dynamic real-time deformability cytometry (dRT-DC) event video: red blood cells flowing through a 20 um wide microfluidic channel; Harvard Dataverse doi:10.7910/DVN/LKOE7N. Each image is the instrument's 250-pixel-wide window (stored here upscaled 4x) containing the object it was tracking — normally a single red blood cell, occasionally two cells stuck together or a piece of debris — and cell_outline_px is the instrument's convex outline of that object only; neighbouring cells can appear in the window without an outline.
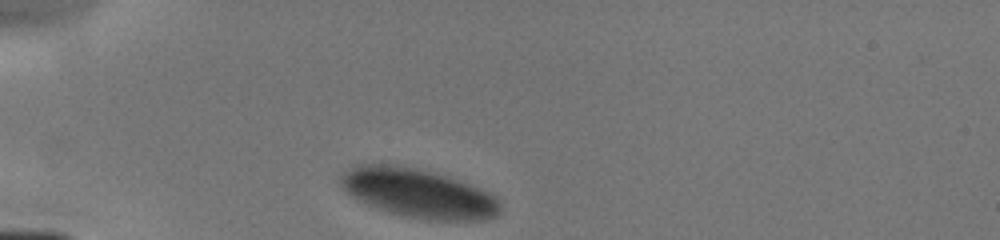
{"species": "human", "species_latin": "Homo sapiens", "temperature_condition": "cold", "stored_images_in_passage": 27, "camera_frame_rate_fps": 3000, "um_per_image_px": 0.085, "donor": {"sex": "male"}, "frame": {"image": 1, "passage_image": 1, "time_ms": 0.0, "image_size_px": [1000, 240], "cell_outline_px": [[500, 212], [496, 216], [484, 220], [428, 220], [404, 216], [388, 212], [376, 208], [344, 192], [340, 188], [340, 176], [344, 172], [356, 164], [396, 164], [432, 172], [448, 176], [476, 188], [492, 196], [500, 204]], "centroid_in_image_um": [35.48, 16.42], "position_along_channel_um": 49.5, "area_um2": 45.2}}
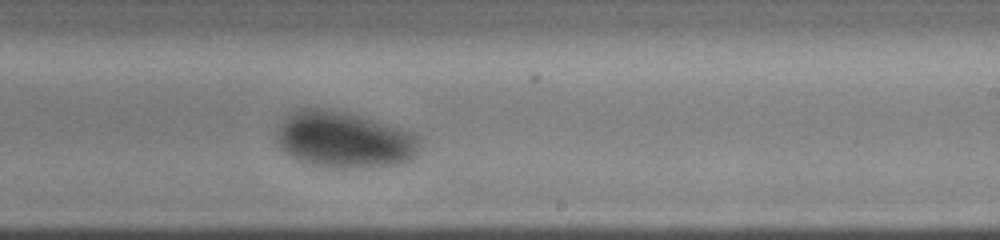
{"frame": {"image": 2, "passage_image": 18, "time_ms": 5.667, "image_size_px": [1000, 240], "cell_outline_px": [[420, 152], [412, 160], [404, 164], [344, 168], [336, 168], [312, 164], [296, 160], [284, 152], [276, 144], [276, 132], [280, 124], [292, 112], [300, 108], [320, 108], [344, 112], [360, 116], [416, 132], [420, 136]], "centroid_in_image_um": [29.3, 11.89], "position_along_channel_um": 259.7, "area_um2": 47.45}}
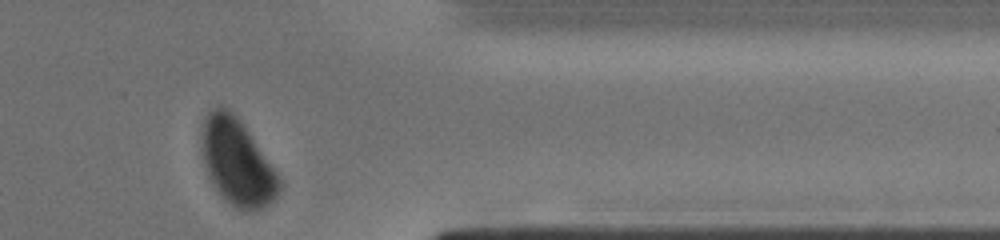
{"frame": {"image": 3, "passage_image": 27, "time_ms": 9.0, "image_size_px": [1000, 240], "cell_outline_px": [[280, 188], [276, 196], [268, 204], [260, 208], [248, 212], [244, 212], [232, 208], [216, 188], [208, 176], [204, 164], [200, 132], [200, 128], [208, 112], [220, 104], [228, 108], [240, 120], [276, 172], [280, 180]], "centroid_in_image_um": [20.11, 13.78], "position_along_channel_um": 391.3, "area_um2": 38.78}}